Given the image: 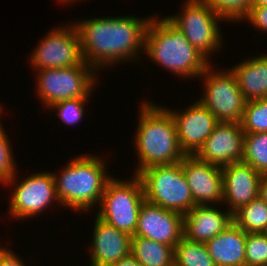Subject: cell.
I'll use <instances>...</instances> for the list:
<instances>
[{"label": "cell", "mask_w": 267, "mask_h": 266, "mask_svg": "<svg viewBox=\"0 0 267 266\" xmlns=\"http://www.w3.org/2000/svg\"><path fill=\"white\" fill-rule=\"evenodd\" d=\"M152 17L114 15L74 21L83 61L98 73L126 61L135 63L141 58L140 53L143 55L146 29Z\"/></svg>", "instance_id": "cell-1"}, {"label": "cell", "mask_w": 267, "mask_h": 266, "mask_svg": "<svg viewBox=\"0 0 267 266\" xmlns=\"http://www.w3.org/2000/svg\"><path fill=\"white\" fill-rule=\"evenodd\" d=\"M146 100L140 101L142 106L138 108L134 138L138 166L133 169L134 174L151 166L178 163L186 156L179 146L176 125L169 110Z\"/></svg>", "instance_id": "cell-2"}, {"label": "cell", "mask_w": 267, "mask_h": 266, "mask_svg": "<svg viewBox=\"0 0 267 266\" xmlns=\"http://www.w3.org/2000/svg\"><path fill=\"white\" fill-rule=\"evenodd\" d=\"M143 54L154 64L184 79L199 78L212 63L177 27L160 15H153L147 26Z\"/></svg>", "instance_id": "cell-3"}, {"label": "cell", "mask_w": 267, "mask_h": 266, "mask_svg": "<svg viewBox=\"0 0 267 266\" xmlns=\"http://www.w3.org/2000/svg\"><path fill=\"white\" fill-rule=\"evenodd\" d=\"M67 161L59 174L52 172L60 205L72 211L89 212L100 204L108 181L113 177L102 156L82 154Z\"/></svg>", "instance_id": "cell-4"}, {"label": "cell", "mask_w": 267, "mask_h": 266, "mask_svg": "<svg viewBox=\"0 0 267 266\" xmlns=\"http://www.w3.org/2000/svg\"><path fill=\"white\" fill-rule=\"evenodd\" d=\"M35 72L34 91L44 108L63 100L91 98L99 75L84 61L72 67L39 69Z\"/></svg>", "instance_id": "cell-5"}, {"label": "cell", "mask_w": 267, "mask_h": 266, "mask_svg": "<svg viewBox=\"0 0 267 266\" xmlns=\"http://www.w3.org/2000/svg\"><path fill=\"white\" fill-rule=\"evenodd\" d=\"M137 175L147 202L183 216L195 206L181 162L151 166Z\"/></svg>", "instance_id": "cell-6"}, {"label": "cell", "mask_w": 267, "mask_h": 266, "mask_svg": "<svg viewBox=\"0 0 267 266\" xmlns=\"http://www.w3.org/2000/svg\"><path fill=\"white\" fill-rule=\"evenodd\" d=\"M126 180L112 177L103 193L96 215L117 230L134 236L138 213L145 201L142 181L137 174Z\"/></svg>", "instance_id": "cell-7"}, {"label": "cell", "mask_w": 267, "mask_h": 266, "mask_svg": "<svg viewBox=\"0 0 267 266\" xmlns=\"http://www.w3.org/2000/svg\"><path fill=\"white\" fill-rule=\"evenodd\" d=\"M165 17L208 60L224 45L220 31V21L222 23L224 19L203 0H185L179 14Z\"/></svg>", "instance_id": "cell-8"}, {"label": "cell", "mask_w": 267, "mask_h": 266, "mask_svg": "<svg viewBox=\"0 0 267 266\" xmlns=\"http://www.w3.org/2000/svg\"><path fill=\"white\" fill-rule=\"evenodd\" d=\"M214 68L210 64L200 75L205 89L198 100L218 122L240 123L247 101L239 89L236 76L229 67L226 70Z\"/></svg>", "instance_id": "cell-9"}, {"label": "cell", "mask_w": 267, "mask_h": 266, "mask_svg": "<svg viewBox=\"0 0 267 266\" xmlns=\"http://www.w3.org/2000/svg\"><path fill=\"white\" fill-rule=\"evenodd\" d=\"M17 173L16 171L3 184V187L10 186L9 189L13 187V192H10V201L8 202L10 203L8 207V214H11L10 217L12 216L15 220H28L29 217L34 218V216L41 215L40 213L45 212L49 206L52 207L55 202L61 207L52 172H46V170L34 172L30 176L23 178V180L21 179V181L18 180Z\"/></svg>", "instance_id": "cell-10"}, {"label": "cell", "mask_w": 267, "mask_h": 266, "mask_svg": "<svg viewBox=\"0 0 267 266\" xmlns=\"http://www.w3.org/2000/svg\"><path fill=\"white\" fill-rule=\"evenodd\" d=\"M72 23L56 26L41 38L28 56L33 70L72 67L83 61L79 32Z\"/></svg>", "instance_id": "cell-11"}, {"label": "cell", "mask_w": 267, "mask_h": 266, "mask_svg": "<svg viewBox=\"0 0 267 266\" xmlns=\"http://www.w3.org/2000/svg\"><path fill=\"white\" fill-rule=\"evenodd\" d=\"M167 109L174 119L181 150L195 155L219 123L216 117L199 100L183 110Z\"/></svg>", "instance_id": "cell-12"}, {"label": "cell", "mask_w": 267, "mask_h": 266, "mask_svg": "<svg viewBox=\"0 0 267 266\" xmlns=\"http://www.w3.org/2000/svg\"><path fill=\"white\" fill-rule=\"evenodd\" d=\"M184 236L183 215L147 202L142 203L135 234L173 248Z\"/></svg>", "instance_id": "cell-13"}, {"label": "cell", "mask_w": 267, "mask_h": 266, "mask_svg": "<svg viewBox=\"0 0 267 266\" xmlns=\"http://www.w3.org/2000/svg\"><path fill=\"white\" fill-rule=\"evenodd\" d=\"M195 205H222V168L186 155L181 161Z\"/></svg>", "instance_id": "cell-14"}, {"label": "cell", "mask_w": 267, "mask_h": 266, "mask_svg": "<svg viewBox=\"0 0 267 266\" xmlns=\"http://www.w3.org/2000/svg\"><path fill=\"white\" fill-rule=\"evenodd\" d=\"M245 132L240 123L219 122L195 156L218 167L241 162Z\"/></svg>", "instance_id": "cell-15"}, {"label": "cell", "mask_w": 267, "mask_h": 266, "mask_svg": "<svg viewBox=\"0 0 267 266\" xmlns=\"http://www.w3.org/2000/svg\"><path fill=\"white\" fill-rule=\"evenodd\" d=\"M223 204L233 215L259 196V185L262 175L249 164L236 162L222 167Z\"/></svg>", "instance_id": "cell-16"}, {"label": "cell", "mask_w": 267, "mask_h": 266, "mask_svg": "<svg viewBox=\"0 0 267 266\" xmlns=\"http://www.w3.org/2000/svg\"><path fill=\"white\" fill-rule=\"evenodd\" d=\"M89 248L90 266H111L131 254L132 236L96 215Z\"/></svg>", "instance_id": "cell-17"}, {"label": "cell", "mask_w": 267, "mask_h": 266, "mask_svg": "<svg viewBox=\"0 0 267 266\" xmlns=\"http://www.w3.org/2000/svg\"><path fill=\"white\" fill-rule=\"evenodd\" d=\"M216 205H195L183 216L184 237L206 243L233 223V215Z\"/></svg>", "instance_id": "cell-18"}, {"label": "cell", "mask_w": 267, "mask_h": 266, "mask_svg": "<svg viewBox=\"0 0 267 266\" xmlns=\"http://www.w3.org/2000/svg\"><path fill=\"white\" fill-rule=\"evenodd\" d=\"M246 237L233 222L205 245L216 266H246Z\"/></svg>", "instance_id": "cell-19"}, {"label": "cell", "mask_w": 267, "mask_h": 266, "mask_svg": "<svg viewBox=\"0 0 267 266\" xmlns=\"http://www.w3.org/2000/svg\"><path fill=\"white\" fill-rule=\"evenodd\" d=\"M261 54L231 67L246 101L267 98V54Z\"/></svg>", "instance_id": "cell-20"}, {"label": "cell", "mask_w": 267, "mask_h": 266, "mask_svg": "<svg viewBox=\"0 0 267 266\" xmlns=\"http://www.w3.org/2000/svg\"><path fill=\"white\" fill-rule=\"evenodd\" d=\"M131 255L142 266H174V248L144 237H132Z\"/></svg>", "instance_id": "cell-21"}, {"label": "cell", "mask_w": 267, "mask_h": 266, "mask_svg": "<svg viewBox=\"0 0 267 266\" xmlns=\"http://www.w3.org/2000/svg\"><path fill=\"white\" fill-rule=\"evenodd\" d=\"M233 222L246 233L267 230V203L258 196L233 214Z\"/></svg>", "instance_id": "cell-22"}, {"label": "cell", "mask_w": 267, "mask_h": 266, "mask_svg": "<svg viewBox=\"0 0 267 266\" xmlns=\"http://www.w3.org/2000/svg\"><path fill=\"white\" fill-rule=\"evenodd\" d=\"M174 266H216L205 243L182 237L174 247Z\"/></svg>", "instance_id": "cell-23"}, {"label": "cell", "mask_w": 267, "mask_h": 266, "mask_svg": "<svg viewBox=\"0 0 267 266\" xmlns=\"http://www.w3.org/2000/svg\"><path fill=\"white\" fill-rule=\"evenodd\" d=\"M242 161L261 175L267 174V132L245 134Z\"/></svg>", "instance_id": "cell-24"}, {"label": "cell", "mask_w": 267, "mask_h": 266, "mask_svg": "<svg viewBox=\"0 0 267 266\" xmlns=\"http://www.w3.org/2000/svg\"><path fill=\"white\" fill-rule=\"evenodd\" d=\"M241 128L247 133L267 132V98L247 101L242 119Z\"/></svg>", "instance_id": "cell-25"}, {"label": "cell", "mask_w": 267, "mask_h": 266, "mask_svg": "<svg viewBox=\"0 0 267 266\" xmlns=\"http://www.w3.org/2000/svg\"><path fill=\"white\" fill-rule=\"evenodd\" d=\"M225 22H241L253 6V0H203Z\"/></svg>", "instance_id": "cell-26"}, {"label": "cell", "mask_w": 267, "mask_h": 266, "mask_svg": "<svg viewBox=\"0 0 267 266\" xmlns=\"http://www.w3.org/2000/svg\"><path fill=\"white\" fill-rule=\"evenodd\" d=\"M88 102L89 98L63 100L51 105L47 110L56 112L62 123L71 127L82 122L86 113L85 106Z\"/></svg>", "instance_id": "cell-27"}, {"label": "cell", "mask_w": 267, "mask_h": 266, "mask_svg": "<svg viewBox=\"0 0 267 266\" xmlns=\"http://www.w3.org/2000/svg\"><path fill=\"white\" fill-rule=\"evenodd\" d=\"M246 266H267V236L265 233H247Z\"/></svg>", "instance_id": "cell-28"}, {"label": "cell", "mask_w": 267, "mask_h": 266, "mask_svg": "<svg viewBox=\"0 0 267 266\" xmlns=\"http://www.w3.org/2000/svg\"><path fill=\"white\" fill-rule=\"evenodd\" d=\"M0 122V184L7 182L17 170L16 160L13 149L10 145L11 140L4 124ZM3 125V126H2Z\"/></svg>", "instance_id": "cell-29"}, {"label": "cell", "mask_w": 267, "mask_h": 266, "mask_svg": "<svg viewBox=\"0 0 267 266\" xmlns=\"http://www.w3.org/2000/svg\"><path fill=\"white\" fill-rule=\"evenodd\" d=\"M243 21L249 22L255 30L267 33V6H252Z\"/></svg>", "instance_id": "cell-30"}, {"label": "cell", "mask_w": 267, "mask_h": 266, "mask_svg": "<svg viewBox=\"0 0 267 266\" xmlns=\"http://www.w3.org/2000/svg\"><path fill=\"white\" fill-rule=\"evenodd\" d=\"M12 249L2 246L0 248V266H26Z\"/></svg>", "instance_id": "cell-31"}, {"label": "cell", "mask_w": 267, "mask_h": 266, "mask_svg": "<svg viewBox=\"0 0 267 266\" xmlns=\"http://www.w3.org/2000/svg\"><path fill=\"white\" fill-rule=\"evenodd\" d=\"M111 266H142L131 254Z\"/></svg>", "instance_id": "cell-32"}, {"label": "cell", "mask_w": 267, "mask_h": 266, "mask_svg": "<svg viewBox=\"0 0 267 266\" xmlns=\"http://www.w3.org/2000/svg\"><path fill=\"white\" fill-rule=\"evenodd\" d=\"M259 196L267 203V174L260 179Z\"/></svg>", "instance_id": "cell-33"}, {"label": "cell", "mask_w": 267, "mask_h": 266, "mask_svg": "<svg viewBox=\"0 0 267 266\" xmlns=\"http://www.w3.org/2000/svg\"><path fill=\"white\" fill-rule=\"evenodd\" d=\"M253 6H267V0H253Z\"/></svg>", "instance_id": "cell-34"}, {"label": "cell", "mask_w": 267, "mask_h": 266, "mask_svg": "<svg viewBox=\"0 0 267 266\" xmlns=\"http://www.w3.org/2000/svg\"><path fill=\"white\" fill-rule=\"evenodd\" d=\"M75 1H76V2L78 1V2H79V1H83V0H63L61 3H62L63 5H64V3H66L65 5H67V4L69 5L71 2H72L71 4H73V2H75ZM84 1H85V0H84Z\"/></svg>", "instance_id": "cell-35"}, {"label": "cell", "mask_w": 267, "mask_h": 266, "mask_svg": "<svg viewBox=\"0 0 267 266\" xmlns=\"http://www.w3.org/2000/svg\"><path fill=\"white\" fill-rule=\"evenodd\" d=\"M4 106H2V104H0V116H2V111H3V108ZM0 119H2V117H0ZM1 121V120H0Z\"/></svg>", "instance_id": "cell-36"}]
</instances>
